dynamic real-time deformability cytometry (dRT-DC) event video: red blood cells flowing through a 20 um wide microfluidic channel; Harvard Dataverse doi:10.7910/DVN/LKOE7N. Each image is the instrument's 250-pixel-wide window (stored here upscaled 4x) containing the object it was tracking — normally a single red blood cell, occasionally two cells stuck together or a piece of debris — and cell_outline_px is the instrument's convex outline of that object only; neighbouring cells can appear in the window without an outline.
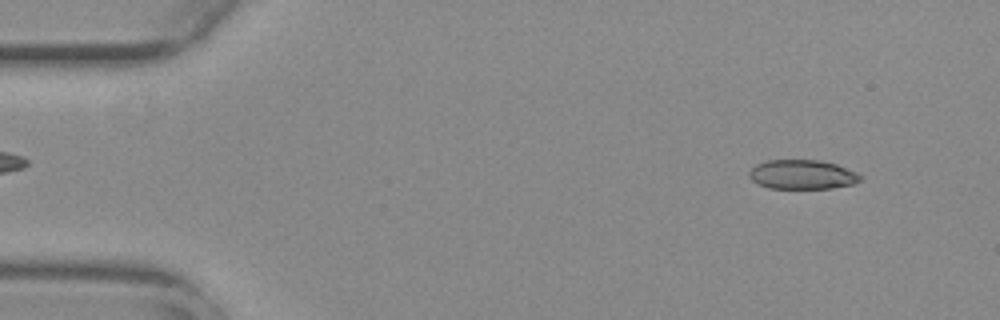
{"species": "common noctule bat (a hibernating species)", "species_latin": "Nyctalus noctula", "temperature_condition": "warm", "stored_images_in_passage": 32, "camera_frame_rate_fps": 3000, "um_per_image_px": 0.085, "animal": {"sex": "female", "body_mass_g": 29.2, "forearm_length_mm": 56.3}, "frame": {"image": 1, "passage_image": 5, "time_ms": 1.333, "image_size_px": [1000, 320], "cell_outline_px": [[864, 176], [860, 180], [852, 184], [832, 188], [768, 188], [756, 184], [748, 176], [748, 172], [756, 164], [768, 160], [820, 160], [836, 164], [856, 172]], "centroid_in_image_um": [68.17, 14.83], "position_along_channel_um": 16.8, "area_um2": 19.07}}
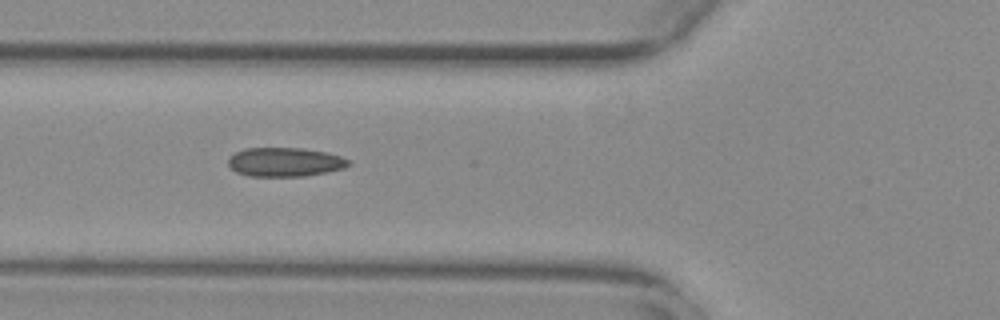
{"frame": {"image": 2, "passage_image": 20, "time_ms": 6.333, "image_size_px": [1000, 320], "cell_outline_px": [[352, 164], [344, 168], [328, 172], [304, 176], [248, 176], [236, 172], [228, 164], [228, 156], [244, 148], [304, 148], [328, 152], [352, 160]], "centroid_in_image_um": [24.25, 13.77], "position_along_channel_um": 101.6, "area_um2": 20.63}}
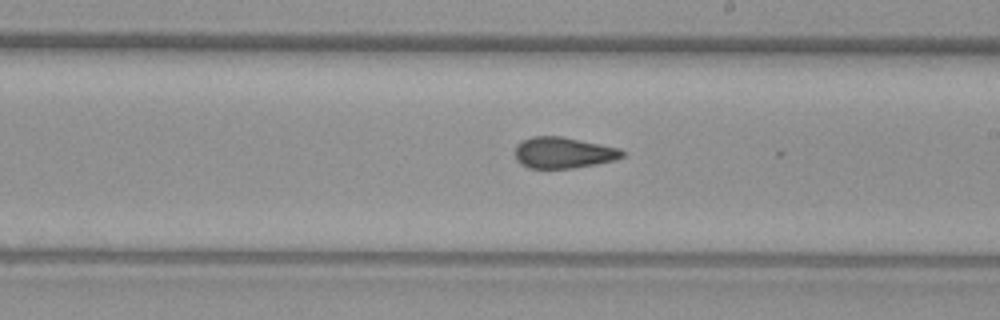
{"frame": {"image": 3, "passage_image": 31, "time_ms": 10.0, "image_size_px": [1000, 320], "cell_outline_px": [[628, 152], [624, 156], [616, 160], [596, 164], [572, 168], [528, 168], [520, 164], [516, 160], [516, 144], [520, 140], [532, 136], [560, 136], [620, 148]], "centroid_in_image_um": [47.89, 12.98], "position_along_channel_um": 241.1, "area_um2": 19.65}}